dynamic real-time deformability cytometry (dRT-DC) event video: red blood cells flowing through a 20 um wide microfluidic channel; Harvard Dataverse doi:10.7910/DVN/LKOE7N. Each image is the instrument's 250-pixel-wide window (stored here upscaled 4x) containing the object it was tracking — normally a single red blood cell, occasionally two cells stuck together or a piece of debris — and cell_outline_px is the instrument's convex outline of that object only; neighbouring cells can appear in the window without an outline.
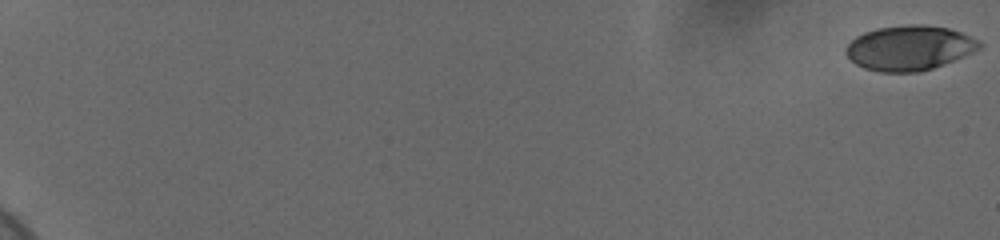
{"species": "human", "species_latin": "Homo sapiens", "temperature_condition": "cold", "stored_images_in_passage": 60, "camera_frame_rate_fps": 3000, "um_per_image_px": 0.085, "donor": {"sex": "female"}, "frame": {"image": 1, "passage_image": 1, "time_ms": 0.0, "image_size_px": [1000, 240], "cell_outline_px": [[984, 44], [980, 48], [964, 56], [944, 64], [932, 68], [916, 72], [880, 72], [864, 68], [856, 64], [844, 52], [844, 48], [856, 36], [864, 32], [876, 28], [908, 24], [924, 24], [948, 28], [960, 32], [980, 40]], "centroid_in_image_um": [77.3, 4.06], "position_along_channel_um": 7.7, "area_um2": 34.97}}
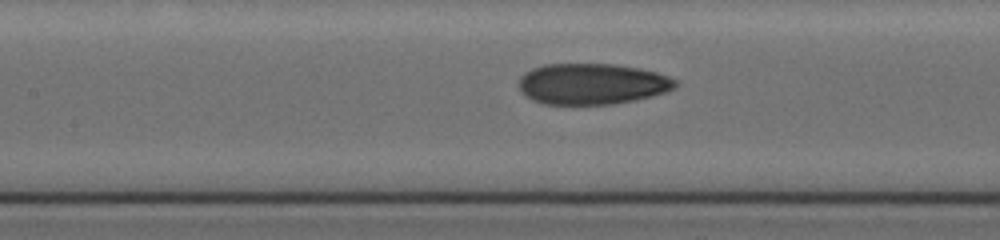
{"frame": {"image": 2, "passage_image": 32, "time_ms": 10.333, "image_size_px": [1000, 240], "cell_outline_px": [[680, 80], [676, 88], [652, 96], [612, 104], [544, 104], [532, 100], [524, 96], [520, 92], [516, 84], [520, 76], [524, 72], [532, 68], [544, 64], [616, 64], [640, 68], [656, 72]], "centroid_in_image_um": [50.29, 7.12], "position_along_channel_um": 157.1, "area_um2": 37.92}}
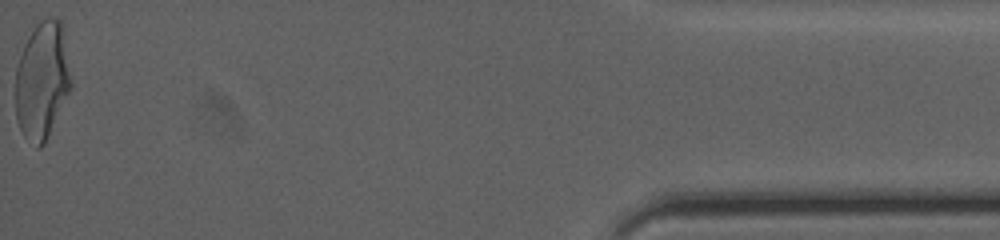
{"frame": {"image": 3, "passage_image": 60, "time_ms": 19.667, "image_size_px": [1000, 240], "cell_outline_px": [[72, 88], [44, 144], [40, 148], [36, 148], [24, 136], [16, 120], [16, 68], [24, 44], [28, 36], [36, 24], [48, 16], [52, 16], [60, 20], [72, 84]], "centroid_in_image_um": [3.57, 6.87], "position_along_channel_um": 431.6, "area_um2": 37.8}, "authors_computed_cell_mechanics": {"area_um2": 36.8764, "velocity_mm_per_s": 3.7018, "shape_relaxation_time_tau1_ms": 5.9374, "shape_relaxation_time_tau2_ms": 1.4041, "deformation_change_tau1": 0.1772, "deformation_change_tau2": 0.076}}